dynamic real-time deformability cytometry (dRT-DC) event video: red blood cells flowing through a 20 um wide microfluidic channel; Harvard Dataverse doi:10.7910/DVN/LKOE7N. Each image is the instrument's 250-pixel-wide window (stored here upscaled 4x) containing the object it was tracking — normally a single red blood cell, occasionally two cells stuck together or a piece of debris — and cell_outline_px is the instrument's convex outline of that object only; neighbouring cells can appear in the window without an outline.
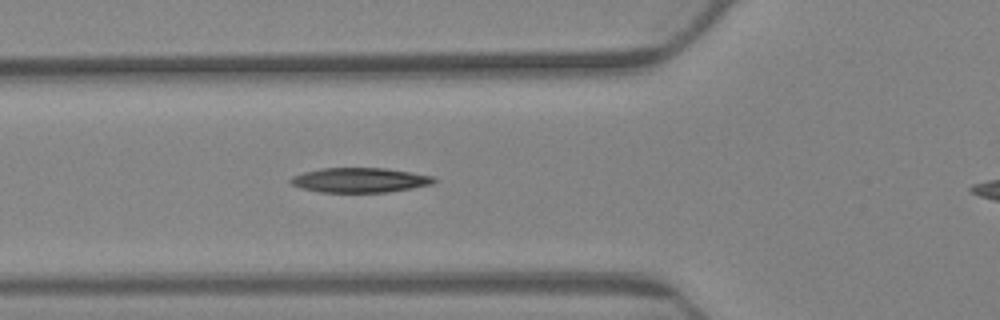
{"species": "Egyptian fruit bat (a non-hibernating species)", "species_latin": "Rousettus aegyptiacus", "temperature_condition": "warm", "stored_images_in_passage": 5, "camera_frame_rate_fps": 3000, "um_per_image_px": 0.085, "animal": {"sex": "female"}, "frame": {"image": 1, "passage_image": 3, "time_ms": 0.667, "image_size_px": [1000, 320], "cell_outline_px": [[620, 212], [608, 216], [580, 220], [452, 220], [428, 212], [448, 208], [508, 204], [612, 204]], "centroid_in_image_um": [44.93, 18.03], "position_along_channel_um": 80.9, "area_um2": 18.61}}